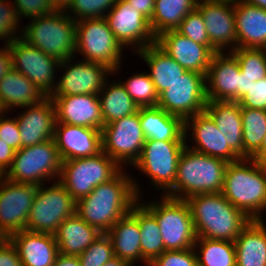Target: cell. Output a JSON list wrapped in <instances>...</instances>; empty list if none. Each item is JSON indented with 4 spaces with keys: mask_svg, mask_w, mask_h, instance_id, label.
<instances>
[{
    "mask_svg": "<svg viewBox=\"0 0 266 266\" xmlns=\"http://www.w3.org/2000/svg\"><path fill=\"white\" fill-rule=\"evenodd\" d=\"M250 5H254L266 10V0H244Z\"/></svg>",
    "mask_w": 266,
    "mask_h": 266,
    "instance_id": "obj_58",
    "label": "cell"
},
{
    "mask_svg": "<svg viewBox=\"0 0 266 266\" xmlns=\"http://www.w3.org/2000/svg\"><path fill=\"white\" fill-rule=\"evenodd\" d=\"M253 82V79H249L241 72V98L248 92Z\"/></svg>",
    "mask_w": 266,
    "mask_h": 266,
    "instance_id": "obj_55",
    "label": "cell"
},
{
    "mask_svg": "<svg viewBox=\"0 0 266 266\" xmlns=\"http://www.w3.org/2000/svg\"><path fill=\"white\" fill-rule=\"evenodd\" d=\"M0 266H24L10 240L0 247Z\"/></svg>",
    "mask_w": 266,
    "mask_h": 266,
    "instance_id": "obj_49",
    "label": "cell"
},
{
    "mask_svg": "<svg viewBox=\"0 0 266 266\" xmlns=\"http://www.w3.org/2000/svg\"><path fill=\"white\" fill-rule=\"evenodd\" d=\"M197 9L203 16L210 44L217 52H232L237 48L234 3L200 0Z\"/></svg>",
    "mask_w": 266,
    "mask_h": 266,
    "instance_id": "obj_19",
    "label": "cell"
},
{
    "mask_svg": "<svg viewBox=\"0 0 266 266\" xmlns=\"http://www.w3.org/2000/svg\"><path fill=\"white\" fill-rule=\"evenodd\" d=\"M138 200L155 216L165 251L187 250L197 239L188 204L183 199L161 195L160 199ZM143 201V202H142Z\"/></svg>",
    "mask_w": 266,
    "mask_h": 266,
    "instance_id": "obj_6",
    "label": "cell"
},
{
    "mask_svg": "<svg viewBox=\"0 0 266 266\" xmlns=\"http://www.w3.org/2000/svg\"><path fill=\"white\" fill-rule=\"evenodd\" d=\"M176 31L194 42L207 45L214 53L217 52L210 44L203 16L197 8L185 16Z\"/></svg>",
    "mask_w": 266,
    "mask_h": 266,
    "instance_id": "obj_44",
    "label": "cell"
},
{
    "mask_svg": "<svg viewBox=\"0 0 266 266\" xmlns=\"http://www.w3.org/2000/svg\"><path fill=\"white\" fill-rule=\"evenodd\" d=\"M74 61V57L60 61L57 71L60 70L63 75L59 77L56 88L50 97L98 95L105 82L113 77L111 76L113 70L104 64L81 59Z\"/></svg>",
    "mask_w": 266,
    "mask_h": 266,
    "instance_id": "obj_14",
    "label": "cell"
},
{
    "mask_svg": "<svg viewBox=\"0 0 266 266\" xmlns=\"http://www.w3.org/2000/svg\"><path fill=\"white\" fill-rule=\"evenodd\" d=\"M207 100L235 101L241 99V71L231 52L213 54L206 75Z\"/></svg>",
    "mask_w": 266,
    "mask_h": 266,
    "instance_id": "obj_20",
    "label": "cell"
},
{
    "mask_svg": "<svg viewBox=\"0 0 266 266\" xmlns=\"http://www.w3.org/2000/svg\"><path fill=\"white\" fill-rule=\"evenodd\" d=\"M127 93L139 107L158 105V93L148 72L135 73L125 81H120Z\"/></svg>",
    "mask_w": 266,
    "mask_h": 266,
    "instance_id": "obj_39",
    "label": "cell"
},
{
    "mask_svg": "<svg viewBox=\"0 0 266 266\" xmlns=\"http://www.w3.org/2000/svg\"><path fill=\"white\" fill-rule=\"evenodd\" d=\"M148 66L150 78L158 95L177 81L186 70L166 54L156 43L138 52Z\"/></svg>",
    "mask_w": 266,
    "mask_h": 266,
    "instance_id": "obj_33",
    "label": "cell"
},
{
    "mask_svg": "<svg viewBox=\"0 0 266 266\" xmlns=\"http://www.w3.org/2000/svg\"><path fill=\"white\" fill-rule=\"evenodd\" d=\"M52 3V6L56 10H62L65 11L66 8L70 5L72 0H50Z\"/></svg>",
    "mask_w": 266,
    "mask_h": 266,
    "instance_id": "obj_56",
    "label": "cell"
},
{
    "mask_svg": "<svg viewBox=\"0 0 266 266\" xmlns=\"http://www.w3.org/2000/svg\"><path fill=\"white\" fill-rule=\"evenodd\" d=\"M189 139L193 140L192 146L188 144ZM185 140L186 146L196 152L222 159L227 163L241 160L230 148L228 139L220 132L215 121L206 111L185 120Z\"/></svg>",
    "mask_w": 266,
    "mask_h": 266,
    "instance_id": "obj_18",
    "label": "cell"
},
{
    "mask_svg": "<svg viewBox=\"0 0 266 266\" xmlns=\"http://www.w3.org/2000/svg\"><path fill=\"white\" fill-rule=\"evenodd\" d=\"M126 49L116 39L105 18L83 19L76 22V55L85 61L106 65L117 75Z\"/></svg>",
    "mask_w": 266,
    "mask_h": 266,
    "instance_id": "obj_8",
    "label": "cell"
},
{
    "mask_svg": "<svg viewBox=\"0 0 266 266\" xmlns=\"http://www.w3.org/2000/svg\"><path fill=\"white\" fill-rule=\"evenodd\" d=\"M29 22L21 36L28 44L59 61L76 56V21L65 11L55 10Z\"/></svg>",
    "mask_w": 266,
    "mask_h": 266,
    "instance_id": "obj_5",
    "label": "cell"
},
{
    "mask_svg": "<svg viewBox=\"0 0 266 266\" xmlns=\"http://www.w3.org/2000/svg\"><path fill=\"white\" fill-rule=\"evenodd\" d=\"M19 20L13 1L2 0L0 2V40L4 41L5 46L22 36L23 29L20 27L21 22Z\"/></svg>",
    "mask_w": 266,
    "mask_h": 266,
    "instance_id": "obj_43",
    "label": "cell"
},
{
    "mask_svg": "<svg viewBox=\"0 0 266 266\" xmlns=\"http://www.w3.org/2000/svg\"><path fill=\"white\" fill-rule=\"evenodd\" d=\"M234 12L237 48L266 49V10L239 1Z\"/></svg>",
    "mask_w": 266,
    "mask_h": 266,
    "instance_id": "obj_26",
    "label": "cell"
},
{
    "mask_svg": "<svg viewBox=\"0 0 266 266\" xmlns=\"http://www.w3.org/2000/svg\"><path fill=\"white\" fill-rule=\"evenodd\" d=\"M197 0H155L149 21L155 38L163 32L176 30L185 16L197 8Z\"/></svg>",
    "mask_w": 266,
    "mask_h": 266,
    "instance_id": "obj_36",
    "label": "cell"
},
{
    "mask_svg": "<svg viewBox=\"0 0 266 266\" xmlns=\"http://www.w3.org/2000/svg\"><path fill=\"white\" fill-rule=\"evenodd\" d=\"M250 220L234 240L236 266H266V224Z\"/></svg>",
    "mask_w": 266,
    "mask_h": 266,
    "instance_id": "obj_31",
    "label": "cell"
},
{
    "mask_svg": "<svg viewBox=\"0 0 266 266\" xmlns=\"http://www.w3.org/2000/svg\"><path fill=\"white\" fill-rule=\"evenodd\" d=\"M54 266H81L78 256L58 254Z\"/></svg>",
    "mask_w": 266,
    "mask_h": 266,
    "instance_id": "obj_53",
    "label": "cell"
},
{
    "mask_svg": "<svg viewBox=\"0 0 266 266\" xmlns=\"http://www.w3.org/2000/svg\"><path fill=\"white\" fill-rule=\"evenodd\" d=\"M19 19L36 18L54 12L50 0H13Z\"/></svg>",
    "mask_w": 266,
    "mask_h": 266,
    "instance_id": "obj_46",
    "label": "cell"
},
{
    "mask_svg": "<svg viewBox=\"0 0 266 266\" xmlns=\"http://www.w3.org/2000/svg\"><path fill=\"white\" fill-rule=\"evenodd\" d=\"M116 0H72L65 12L76 22L83 19L103 18Z\"/></svg>",
    "mask_w": 266,
    "mask_h": 266,
    "instance_id": "obj_41",
    "label": "cell"
},
{
    "mask_svg": "<svg viewBox=\"0 0 266 266\" xmlns=\"http://www.w3.org/2000/svg\"><path fill=\"white\" fill-rule=\"evenodd\" d=\"M156 44L186 71L207 75L214 52L207 46L194 42L176 30L163 32Z\"/></svg>",
    "mask_w": 266,
    "mask_h": 266,
    "instance_id": "obj_21",
    "label": "cell"
},
{
    "mask_svg": "<svg viewBox=\"0 0 266 266\" xmlns=\"http://www.w3.org/2000/svg\"><path fill=\"white\" fill-rule=\"evenodd\" d=\"M122 168L106 153L62 161L59 181L77 202L100 184L114 178Z\"/></svg>",
    "mask_w": 266,
    "mask_h": 266,
    "instance_id": "obj_9",
    "label": "cell"
},
{
    "mask_svg": "<svg viewBox=\"0 0 266 266\" xmlns=\"http://www.w3.org/2000/svg\"><path fill=\"white\" fill-rule=\"evenodd\" d=\"M106 234L112 241L115 257L128 261L132 266L137 265L139 260L144 266H149L141 254L138 221L130 212L121 217Z\"/></svg>",
    "mask_w": 266,
    "mask_h": 266,
    "instance_id": "obj_30",
    "label": "cell"
},
{
    "mask_svg": "<svg viewBox=\"0 0 266 266\" xmlns=\"http://www.w3.org/2000/svg\"><path fill=\"white\" fill-rule=\"evenodd\" d=\"M13 68L12 55L8 46L0 47V80Z\"/></svg>",
    "mask_w": 266,
    "mask_h": 266,
    "instance_id": "obj_52",
    "label": "cell"
},
{
    "mask_svg": "<svg viewBox=\"0 0 266 266\" xmlns=\"http://www.w3.org/2000/svg\"><path fill=\"white\" fill-rule=\"evenodd\" d=\"M149 266H198L194 248L164 251Z\"/></svg>",
    "mask_w": 266,
    "mask_h": 266,
    "instance_id": "obj_45",
    "label": "cell"
},
{
    "mask_svg": "<svg viewBox=\"0 0 266 266\" xmlns=\"http://www.w3.org/2000/svg\"><path fill=\"white\" fill-rule=\"evenodd\" d=\"M221 193L251 220H264L266 165L250 158L228 163Z\"/></svg>",
    "mask_w": 266,
    "mask_h": 266,
    "instance_id": "obj_3",
    "label": "cell"
},
{
    "mask_svg": "<svg viewBox=\"0 0 266 266\" xmlns=\"http://www.w3.org/2000/svg\"><path fill=\"white\" fill-rule=\"evenodd\" d=\"M103 266H132V265L128 261L122 260L114 256L111 260L107 261Z\"/></svg>",
    "mask_w": 266,
    "mask_h": 266,
    "instance_id": "obj_57",
    "label": "cell"
},
{
    "mask_svg": "<svg viewBox=\"0 0 266 266\" xmlns=\"http://www.w3.org/2000/svg\"><path fill=\"white\" fill-rule=\"evenodd\" d=\"M16 150L0 139V176H3L12 164Z\"/></svg>",
    "mask_w": 266,
    "mask_h": 266,
    "instance_id": "obj_50",
    "label": "cell"
},
{
    "mask_svg": "<svg viewBox=\"0 0 266 266\" xmlns=\"http://www.w3.org/2000/svg\"><path fill=\"white\" fill-rule=\"evenodd\" d=\"M243 159L250 158L266 136V110L241 106Z\"/></svg>",
    "mask_w": 266,
    "mask_h": 266,
    "instance_id": "obj_38",
    "label": "cell"
},
{
    "mask_svg": "<svg viewBox=\"0 0 266 266\" xmlns=\"http://www.w3.org/2000/svg\"><path fill=\"white\" fill-rule=\"evenodd\" d=\"M12 55L13 69L22 73L47 97L54 92L60 61L28 44L21 37L8 45Z\"/></svg>",
    "mask_w": 266,
    "mask_h": 266,
    "instance_id": "obj_13",
    "label": "cell"
},
{
    "mask_svg": "<svg viewBox=\"0 0 266 266\" xmlns=\"http://www.w3.org/2000/svg\"><path fill=\"white\" fill-rule=\"evenodd\" d=\"M197 237L233 241L251 220L221 192L197 194L185 200Z\"/></svg>",
    "mask_w": 266,
    "mask_h": 266,
    "instance_id": "obj_2",
    "label": "cell"
},
{
    "mask_svg": "<svg viewBox=\"0 0 266 266\" xmlns=\"http://www.w3.org/2000/svg\"><path fill=\"white\" fill-rule=\"evenodd\" d=\"M137 12H141L149 21L153 16L155 0H125Z\"/></svg>",
    "mask_w": 266,
    "mask_h": 266,
    "instance_id": "obj_51",
    "label": "cell"
},
{
    "mask_svg": "<svg viewBox=\"0 0 266 266\" xmlns=\"http://www.w3.org/2000/svg\"><path fill=\"white\" fill-rule=\"evenodd\" d=\"M217 1H229V2L235 3V2L244 1V0H217Z\"/></svg>",
    "mask_w": 266,
    "mask_h": 266,
    "instance_id": "obj_60",
    "label": "cell"
},
{
    "mask_svg": "<svg viewBox=\"0 0 266 266\" xmlns=\"http://www.w3.org/2000/svg\"><path fill=\"white\" fill-rule=\"evenodd\" d=\"M130 213L137 219L140 228L142 258L150 264L165 251L159 224L155 216L139 200L132 206Z\"/></svg>",
    "mask_w": 266,
    "mask_h": 266,
    "instance_id": "obj_35",
    "label": "cell"
},
{
    "mask_svg": "<svg viewBox=\"0 0 266 266\" xmlns=\"http://www.w3.org/2000/svg\"><path fill=\"white\" fill-rule=\"evenodd\" d=\"M227 165L186 146L178 160L174 186L165 195L186 200L197 194L222 192Z\"/></svg>",
    "mask_w": 266,
    "mask_h": 266,
    "instance_id": "obj_4",
    "label": "cell"
},
{
    "mask_svg": "<svg viewBox=\"0 0 266 266\" xmlns=\"http://www.w3.org/2000/svg\"><path fill=\"white\" fill-rule=\"evenodd\" d=\"M7 113L0 112V139L17 151L21 148L17 118L16 116L9 117Z\"/></svg>",
    "mask_w": 266,
    "mask_h": 266,
    "instance_id": "obj_47",
    "label": "cell"
},
{
    "mask_svg": "<svg viewBox=\"0 0 266 266\" xmlns=\"http://www.w3.org/2000/svg\"><path fill=\"white\" fill-rule=\"evenodd\" d=\"M139 119L146 140L186 141L185 121L158 106L139 107Z\"/></svg>",
    "mask_w": 266,
    "mask_h": 266,
    "instance_id": "obj_27",
    "label": "cell"
},
{
    "mask_svg": "<svg viewBox=\"0 0 266 266\" xmlns=\"http://www.w3.org/2000/svg\"><path fill=\"white\" fill-rule=\"evenodd\" d=\"M46 97L32 81L13 68L0 80V112L36 105Z\"/></svg>",
    "mask_w": 266,
    "mask_h": 266,
    "instance_id": "obj_28",
    "label": "cell"
},
{
    "mask_svg": "<svg viewBox=\"0 0 266 266\" xmlns=\"http://www.w3.org/2000/svg\"><path fill=\"white\" fill-rule=\"evenodd\" d=\"M54 140L62 161L94 156L102 151V130L55 123Z\"/></svg>",
    "mask_w": 266,
    "mask_h": 266,
    "instance_id": "obj_22",
    "label": "cell"
},
{
    "mask_svg": "<svg viewBox=\"0 0 266 266\" xmlns=\"http://www.w3.org/2000/svg\"><path fill=\"white\" fill-rule=\"evenodd\" d=\"M185 147L186 141L145 140L133 168L150 178L155 191L165 195L174 186L178 160Z\"/></svg>",
    "mask_w": 266,
    "mask_h": 266,
    "instance_id": "obj_11",
    "label": "cell"
},
{
    "mask_svg": "<svg viewBox=\"0 0 266 266\" xmlns=\"http://www.w3.org/2000/svg\"><path fill=\"white\" fill-rule=\"evenodd\" d=\"M137 180L122 169L110 181L95 187L76 202V213L101 233L109 229L142 198Z\"/></svg>",
    "mask_w": 266,
    "mask_h": 266,
    "instance_id": "obj_1",
    "label": "cell"
},
{
    "mask_svg": "<svg viewBox=\"0 0 266 266\" xmlns=\"http://www.w3.org/2000/svg\"><path fill=\"white\" fill-rule=\"evenodd\" d=\"M145 137L138 112L106 124L102 128V151L122 169L132 167L141 155Z\"/></svg>",
    "mask_w": 266,
    "mask_h": 266,
    "instance_id": "obj_12",
    "label": "cell"
},
{
    "mask_svg": "<svg viewBox=\"0 0 266 266\" xmlns=\"http://www.w3.org/2000/svg\"><path fill=\"white\" fill-rule=\"evenodd\" d=\"M205 111L228 139L230 148L243 159V129L241 105L235 101L208 100Z\"/></svg>",
    "mask_w": 266,
    "mask_h": 266,
    "instance_id": "obj_29",
    "label": "cell"
},
{
    "mask_svg": "<svg viewBox=\"0 0 266 266\" xmlns=\"http://www.w3.org/2000/svg\"><path fill=\"white\" fill-rule=\"evenodd\" d=\"M100 234L75 213L59 225L54 237L60 254L79 256Z\"/></svg>",
    "mask_w": 266,
    "mask_h": 266,
    "instance_id": "obj_32",
    "label": "cell"
},
{
    "mask_svg": "<svg viewBox=\"0 0 266 266\" xmlns=\"http://www.w3.org/2000/svg\"><path fill=\"white\" fill-rule=\"evenodd\" d=\"M61 167L62 160L55 140L49 139L17 150L10 168L2 177L12 182L40 186L48 180H59Z\"/></svg>",
    "mask_w": 266,
    "mask_h": 266,
    "instance_id": "obj_7",
    "label": "cell"
},
{
    "mask_svg": "<svg viewBox=\"0 0 266 266\" xmlns=\"http://www.w3.org/2000/svg\"><path fill=\"white\" fill-rule=\"evenodd\" d=\"M120 80H107L98 94L103 125L130 116L139 110V106L127 93Z\"/></svg>",
    "mask_w": 266,
    "mask_h": 266,
    "instance_id": "obj_34",
    "label": "cell"
},
{
    "mask_svg": "<svg viewBox=\"0 0 266 266\" xmlns=\"http://www.w3.org/2000/svg\"><path fill=\"white\" fill-rule=\"evenodd\" d=\"M193 248L196 251L198 266H236L233 241L197 237Z\"/></svg>",
    "mask_w": 266,
    "mask_h": 266,
    "instance_id": "obj_37",
    "label": "cell"
},
{
    "mask_svg": "<svg viewBox=\"0 0 266 266\" xmlns=\"http://www.w3.org/2000/svg\"><path fill=\"white\" fill-rule=\"evenodd\" d=\"M46 184L37 188L25 230L54 235L59 225L76 213V201L59 180Z\"/></svg>",
    "mask_w": 266,
    "mask_h": 266,
    "instance_id": "obj_10",
    "label": "cell"
},
{
    "mask_svg": "<svg viewBox=\"0 0 266 266\" xmlns=\"http://www.w3.org/2000/svg\"><path fill=\"white\" fill-rule=\"evenodd\" d=\"M114 257L110 237L102 233L78 256L81 266H103Z\"/></svg>",
    "mask_w": 266,
    "mask_h": 266,
    "instance_id": "obj_42",
    "label": "cell"
},
{
    "mask_svg": "<svg viewBox=\"0 0 266 266\" xmlns=\"http://www.w3.org/2000/svg\"><path fill=\"white\" fill-rule=\"evenodd\" d=\"M37 188L0 177V228L9 236L26 229Z\"/></svg>",
    "mask_w": 266,
    "mask_h": 266,
    "instance_id": "obj_17",
    "label": "cell"
},
{
    "mask_svg": "<svg viewBox=\"0 0 266 266\" xmlns=\"http://www.w3.org/2000/svg\"><path fill=\"white\" fill-rule=\"evenodd\" d=\"M207 101L206 76L186 71L182 77L159 94L157 106L185 121L195 114L204 112Z\"/></svg>",
    "mask_w": 266,
    "mask_h": 266,
    "instance_id": "obj_15",
    "label": "cell"
},
{
    "mask_svg": "<svg viewBox=\"0 0 266 266\" xmlns=\"http://www.w3.org/2000/svg\"><path fill=\"white\" fill-rule=\"evenodd\" d=\"M56 108V122L102 130L98 95L80 94L50 97Z\"/></svg>",
    "mask_w": 266,
    "mask_h": 266,
    "instance_id": "obj_24",
    "label": "cell"
},
{
    "mask_svg": "<svg viewBox=\"0 0 266 266\" xmlns=\"http://www.w3.org/2000/svg\"><path fill=\"white\" fill-rule=\"evenodd\" d=\"M9 240V235L0 228V247Z\"/></svg>",
    "mask_w": 266,
    "mask_h": 266,
    "instance_id": "obj_59",
    "label": "cell"
},
{
    "mask_svg": "<svg viewBox=\"0 0 266 266\" xmlns=\"http://www.w3.org/2000/svg\"><path fill=\"white\" fill-rule=\"evenodd\" d=\"M104 18L120 44L131 47L133 54L156 43L149 20L125 0H116Z\"/></svg>",
    "mask_w": 266,
    "mask_h": 266,
    "instance_id": "obj_16",
    "label": "cell"
},
{
    "mask_svg": "<svg viewBox=\"0 0 266 266\" xmlns=\"http://www.w3.org/2000/svg\"><path fill=\"white\" fill-rule=\"evenodd\" d=\"M24 266H54L59 254L54 235L27 230L9 236Z\"/></svg>",
    "mask_w": 266,
    "mask_h": 266,
    "instance_id": "obj_25",
    "label": "cell"
},
{
    "mask_svg": "<svg viewBox=\"0 0 266 266\" xmlns=\"http://www.w3.org/2000/svg\"><path fill=\"white\" fill-rule=\"evenodd\" d=\"M242 107L266 110V77L254 81L248 92L238 101Z\"/></svg>",
    "mask_w": 266,
    "mask_h": 266,
    "instance_id": "obj_48",
    "label": "cell"
},
{
    "mask_svg": "<svg viewBox=\"0 0 266 266\" xmlns=\"http://www.w3.org/2000/svg\"><path fill=\"white\" fill-rule=\"evenodd\" d=\"M257 162L266 163V136L263 139L260 148L250 157Z\"/></svg>",
    "mask_w": 266,
    "mask_h": 266,
    "instance_id": "obj_54",
    "label": "cell"
},
{
    "mask_svg": "<svg viewBox=\"0 0 266 266\" xmlns=\"http://www.w3.org/2000/svg\"><path fill=\"white\" fill-rule=\"evenodd\" d=\"M231 53L243 75L255 82L266 77V49L236 48Z\"/></svg>",
    "mask_w": 266,
    "mask_h": 266,
    "instance_id": "obj_40",
    "label": "cell"
},
{
    "mask_svg": "<svg viewBox=\"0 0 266 266\" xmlns=\"http://www.w3.org/2000/svg\"><path fill=\"white\" fill-rule=\"evenodd\" d=\"M22 109H24L23 112H19L16 116L21 148L54 139L56 108L50 97H46L36 105H28Z\"/></svg>",
    "mask_w": 266,
    "mask_h": 266,
    "instance_id": "obj_23",
    "label": "cell"
}]
</instances>
